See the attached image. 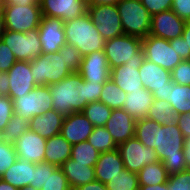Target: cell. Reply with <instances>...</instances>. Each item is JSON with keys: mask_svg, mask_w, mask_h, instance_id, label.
<instances>
[{"mask_svg": "<svg viewBox=\"0 0 190 190\" xmlns=\"http://www.w3.org/2000/svg\"><path fill=\"white\" fill-rule=\"evenodd\" d=\"M135 137L144 146L155 149L169 175L187 169L183 152L185 137L177 123L160 125L155 120L145 117L136 120Z\"/></svg>", "mask_w": 190, "mask_h": 190, "instance_id": "cell-1", "label": "cell"}, {"mask_svg": "<svg viewBox=\"0 0 190 190\" xmlns=\"http://www.w3.org/2000/svg\"><path fill=\"white\" fill-rule=\"evenodd\" d=\"M53 109L64 116L81 112L89 103L88 81L73 72L60 82L49 85Z\"/></svg>", "mask_w": 190, "mask_h": 190, "instance_id": "cell-2", "label": "cell"}, {"mask_svg": "<svg viewBox=\"0 0 190 190\" xmlns=\"http://www.w3.org/2000/svg\"><path fill=\"white\" fill-rule=\"evenodd\" d=\"M64 34L66 42L75 46L82 57L92 52L104 51L105 40L87 12L78 18L65 21Z\"/></svg>", "mask_w": 190, "mask_h": 190, "instance_id": "cell-3", "label": "cell"}, {"mask_svg": "<svg viewBox=\"0 0 190 190\" xmlns=\"http://www.w3.org/2000/svg\"><path fill=\"white\" fill-rule=\"evenodd\" d=\"M124 34L141 39L150 32L152 15L141 3V0H121L117 5Z\"/></svg>", "mask_w": 190, "mask_h": 190, "instance_id": "cell-4", "label": "cell"}, {"mask_svg": "<svg viewBox=\"0 0 190 190\" xmlns=\"http://www.w3.org/2000/svg\"><path fill=\"white\" fill-rule=\"evenodd\" d=\"M104 53L110 70L124 65L127 61H144L142 39L136 36L123 34L106 40Z\"/></svg>", "mask_w": 190, "mask_h": 190, "instance_id": "cell-5", "label": "cell"}, {"mask_svg": "<svg viewBox=\"0 0 190 190\" xmlns=\"http://www.w3.org/2000/svg\"><path fill=\"white\" fill-rule=\"evenodd\" d=\"M30 66L37 86L55 84L72 73L66 67V60L59 51L39 55L30 61Z\"/></svg>", "mask_w": 190, "mask_h": 190, "instance_id": "cell-6", "label": "cell"}, {"mask_svg": "<svg viewBox=\"0 0 190 190\" xmlns=\"http://www.w3.org/2000/svg\"><path fill=\"white\" fill-rule=\"evenodd\" d=\"M4 14L5 30L26 33L29 30L38 29L42 12L40 2L34 5L21 6L1 5Z\"/></svg>", "mask_w": 190, "mask_h": 190, "instance_id": "cell-7", "label": "cell"}, {"mask_svg": "<svg viewBox=\"0 0 190 190\" xmlns=\"http://www.w3.org/2000/svg\"><path fill=\"white\" fill-rule=\"evenodd\" d=\"M1 40L10 48L18 61H31L42 54L39 29L26 33L4 30Z\"/></svg>", "mask_w": 190, "mask_h": 190, "instance_id": "cell-8", "label": "cell"}, {"mask_svg": "<svg viewBox=\"0 0 190 190\" xmlns=\"http://www.w3.org/2000/svg\"><path fill=\"white\" fill-rule=\"evenodd\" d=\"M12 101L13 113L28 121L53 109L49 86H36L28 94L17 96Z\"/></svg>", "mask_w": 190, "mask_h": 190, "instance_id": "cell-9", "label": "cell"}, {"mask_svg": "<svg viewBox=\"0 0 190 190\" xmlns=\"http://www.w3.org/2000/svg\"><path fill=\"white\" fill-rule=\"evenodd\" d=\"M145 59L156 65L172 71L182 61L175 48L170 46L169 40L148 35L142 39Z\"/></svg>", "mask_w": 190, "mask_h": 190, "instance_id": "cell-10", "label": "cell"}, {"mask_svg": "<svg viewBox=\"0 0 190 190\" xmlns=\"http://www.w3.org/2000/svg\"><path fill=\"white\" fill-rule=\"evenodd\" d=\"M124 168L138 173L144 166L159 162L155 149L144 146L136 137L117 146Z\"/></svg>", "mask_w": 190, "mask_h": 190, "instance_id": "cell-11", "label": "cell"}, {"mask_svg": "<svg viewBox=\"0 0 190 190\" xmlns=\"http://www.w3.org/2000/svg\"><path fill=\"white\" fill-rule=\"evenodd\" d=\"M87 13L105 41L124 34L116 5L87 6Z\"/></svg>", "mask_w": 190, "mask_h": 190, "instance_id": "cell-12", "label": "cell"}, {"mask_svg": "<svg viewBox=\"0 0 190 190\" xmlns=\"http://www.w3.org/2000/svg\"><path fill=\"white\" fill-rule=\"evenodd\" d=\"M42 16L60 18L63 22L87 12L86 0H39Z\"/></svg>", "mask_w": 190, "mask_h": 190, "instance_id": "cell-13", "label": "cell"}, {"mask_svg": "<svg viewBox=\"0 0 190 190\" xmlns=\"http://www.w3.org/2000/svg\"><path fill=\"white\" fill-rule=\"evenodd\" d=\"M38 29L42 43V54L58 52L66 43L64 22L60 18L42 16Z\"/></svg>", "mask_w": 190, "mask_h": 190, "instance_id": "cell-14", "label": "cell"}, {"mask_svg": "<svg viewBox=\"0 0 190 190\" xmlns=\"http://www.w3.org/2000/svg\"><path fill=\"white\" fill-rule=\"evenodd\" d=\"M13 145L18 159L35 164L44 162L46 139L30 129L23 133Z\"/></svg>", "mask_w": 190, "mask_h": 190, "instance_id": "cell-15", "label": "cell"}, {"mask_svg": "<svg viewBox=\"0 0 190 190\" xmlns=\"http://www.w3.org/2000/svg\"><path fill=\"white\" fill-rule=\"evenodd\" d=\"M185 21L172 10H165L154 14L151 20L149 35L166 40L182 36Z\"/></svg>", "mask_w": 190, "mask_h": 190, "instance_id": "cell-16", "label": "cell"}, {"mask_svg": "<svg viewBox=\"0 0 190 190\" xmlns=\"http://www.w3.org/2000/svg\"><path fill=\"white\" fill-rule=\"evenodd\" d=\"M9 77V97L13 100L17 96L28 94L37 85L31 73L30 61H16L7 72Z\"/></svg>", "mask_w": 190, "mask_h": 190, "instance_id": "cell-17", "label": "cell"}, {"mask_svg": "<svg viewBox=\"0 0 190 190\" xmlns=\"http://www.w3.org/2000/svg\"><path fill=\"white\" fill-rule=\"evenodd\" d=\"M89 82L105 83L110 78V67L104 51H96L82 57L78 72Z\"/></svg>", "mask_w": 190, "mask_h": 190, "instance_id": "cell-18", "label": "cell"}, {"mask_svg": "<svg viewBox=\"0 0 190 190\" xmlns=\"http://www.w3.org/2000/svg\"><path fill=\"white\" fill-rule=\"evenodd\" d=\"M93 129L94 125L82 112H74L65 116L60 134L71 145H75L87 141Z\"/></svg>", "mask_w": 190, "mask_h": 190, "instance_id": "cell-19", "label": "cell"}, {"mask_svg": "<svg viewBox=\"0 0 190 190\" xmlns=\"http://www.w3.org/2000/svg\"><path fill=\"white\" fill-rule=\"evenodd\" d=\"M136 120L124 109H112V113L105 124L116 145L135 137Z\"/></svg>", "mask_w": 190, "mask_h": 190, "instance_id": "cell-20", "label": "cell"}, {"mask_svg": "<svg viewBox=\"0 0 190 190\" xmlns=\"http://www.w3.org/2000/svg\"><path fill=\"white\" fill-rule=\"evenodd\" d=\"M143 61H127L124 65L112 68L110 78L126 93L145 89L139 75Z\"/></svg>", "mask_w": 190, "mask_h": 190, "instance_id": "cell-21", "label": "cell"}, {"mask_svg": "<svg viewBox=\"0 0 190 190\" xmlns=\"http://www.w3.org/2000/svg\"><path fill=\"white\" fill-rule=\"evenodd\" d=\"M65 116L52 109L45 113L34 116L29 121V129L36 134L48 139L61 133Z\"/></svg>", "mask_w": 190, "mask_h": 190, "instance_id": "cell-22", "label": "cell"}, {"mask_svg": "<svg viewBox=\"0 0 190 190\" xmlns=\"http://www.w3.org/2000/svg\"><path fill=\"white\" fill-rule=\"evenodd\" d=\"M138 70L144 87L152 92V94L156 89L167 87V83L171 81V71L147 59H144Z\"/></svg>", "mask_w": 190, "mask_h": 190, "instance_id": "cell-23", "label": "cell"}, {"mask_svg": "<svg viewBox=\"0 0 190 190\" xmlns=\"http://www.w3.org/2000/svg\"><path fill=\"white\" fill-rule=\"evenodd\" d=\"M124 163L118 149L100 153L95 164V178L103 184H107L111 178L124 170Z\"/></svg>", "mask_w": 190, "mask_h": 190, "instance_id": "cell-24", "label": "cell"}, {"mask_svg": "<svg viewBox=\"0 0 190 190\" xmlns=\"http://www.w3.org/2000/svg\"><path fill=\"white\" fill-rule=\"evenodd\" d=\"M154 101L152 92L139 89L126 94L123 108L135 120L143 119L147 116L148 109Z\"/></svg>", "mask_w": 190, "mask_h": 190, "instance_id": "cell-25", "label": "cell"}, {"mask_svg": "<svg viewBox=\"0 0 190 190\" xmlns=\"http://www.w3.org/2000/svg\"><path fill=\"white\" fill-rule=\"evenodd\" d=\"M33 171L35 163L17 159L0 178L20 190L31 184Z\"/></svg>", "mask_w": 190, "mask_h": 190, "instance_id": "cell-26", "label": "cell"}, {"mask_svg": "<svg viewBox=\"0 0 190 190\" xmlns=\"http://www.w3.org/2000/svg\"><path fill=\"white\" fill-rule=\"evenodd\" d=\"M44 162L61 167L71 158L72 145L61 135H55L46 139Z\"/></svg>", "mask_w": 190, "mask_h": 190, "instance_id": "cell-27", "label": "cell"}, {"mask_svg": "<svg viewBox=\"0 0 190 190\" xmlns=\"http://www.w3.org/2000/svg\"><path fill=\"white\" fill-rule=\"evenodd\" d=\"M61 169L67 177V181L71 187H79L96 179L95 167L77 163L71 158L62 164Z\"/></svg>", "mask_w": 190, "mask_h": 190, "instance_id": "cell-28", "label": "cell"}, {"mask_svg": "<svg viewBox=\"0 0 190 190\" xmlns=\"http://www.w3.org/2000/svg\"><path fill=\"white\" fill-rule=\"evenodd\" d=\"M166 101L178 115L190 113V85L169 82V93Z\"/></svg>", "mask_w": 190, "mask_h": 190, "instance_id": "cell-29", "label": "cell"}, {"mask_svg": "<svg viewBox=\"0 0 190 190\" xmlns=\"http://www.w3.org/2000/svg\"><path fill=\"white\" fill-rule=\"evenodd\" d=\"M137 174L139 186L163 184L168 182L169 177V174L161 161L144 166Z\"/></svg>", "mask_w": 190, "mask_h": 190, "instance_id": "cell-30", "label": "cell"}, {"mask_svg": "<svg viewBox=\"0 0 190 190\" xmlns=\"http://www.w3.org/2000/svg\"><path fill=\"white\" fill-rule=\"evenodd\" d=\"M146 117L155 120L160 125H171L177 123L178 114L169 102L163 99H154Z\"/></svg>", "mask_w": 190, "mask_h": 190, "instance_id": "cell-31", "label": "cell"}, {"mask_svg": "<svg viewBox=\"0 0 190 190\" xmlns=\"http://www.w3.org/2000/svg\"><path fill=\"white\" fill-rule=\"evenodd\" d=\"M126 94V92H124L111 78H109L103 84L99 101L111 109H122Z\"/></svg>", "mask_w": 190, "mask_h": 190, "instance_id": "cell-32", "label": "cell"}, {"mask_svg": "<svg viewBox=\"0 0 190 190\" xmlns=\"http://www.w3.org/2000/svg\"><path fill=\"white\" fill-rule=\"evenodd\" d=\"M100 152L96 150L88 141H83L72 145L71 159L77 163L95 167L99 159Z\"/></svg>", "mask_w": 190, "mask_h": 190, "instance_id": "cell-33", "label": "cell"}, {"mask_svg": "<svg viewBox=\"0 0 190 190\" xmlns=\"http://www.w3.org/2000/svg\"><path fill=\"white\" fill-rule=\"evenodd\" d=\"M81 112L88 118L94 127H99L105 126L112 113V109L101 101H94L88 103Z\"/></svg>", "mask_w": 190, "mask_h": 190, "instance_id": "cell-34", "label": "cell"}, {"mask_svg": "<svg viewBox=\"0 0 190 190\" xmlns=\"http://www.w3.org/2000/svg\"><path fill=\"white\" fill-rule=\"evenodd\" d=\"M29 121L24 117L13 114L5 129L2 131V141L14 144V142L27 130Z\"/></svg>", "mask_w": 190, "mask_h": 190, "instance_id": "cell-35", "label": "cell"}, {"mask_svg": "<svg viewBox=\"0 0 190 190\" xmlns=\"http://www.w3.org/2000/svg\"><path fill=\"white\" fill-rule=\"evenodd\" d=\"M87 141L100 153L117 149L115 141L104 126L94 127Z\"/></svg>", "mask_w": 190, "mask_h": 190, "instance_id": "cell-36", "label": "cell"}, {"mask_svg": "<svg viewBox=\"0 0 190 190\" xmlns=\"http://www.w3.org/2000/svg\"><path fill=\"white\" fill-rule=\"evenodd\" d=\"M105 185L109 190H137L139 189L138 174L124 169Z\"/></svg>", "mask_w": 190, "mask_h": 190, "instance_id": "cell-37", "label": "cell"}, {"mask_svg": "<svg viewBox=\"0 0 190 190\" xmlns=\"http://www.w3.org/2000/svg\"><path fill=\"white\" fill-rule=\"evenodd\" d=\"M69 187L61 167L47 163V180L40 190H67Z\"/></svg>", "mask_w": 190, "mask_h": 190, "instance_id": "cell-38", "label": "cell"}, {"mask_svg": "<svg viewBox=\"0 0 190 190\" xmlns=\"http://www.w3.org/2000/svg\"><path fill=\"white\" fill-rule=\"evenodd\" d=\"M66 60V67L73 73L79 72L82 56L79 50L70 43H65L59 50Z\"/></svg>", "mask_w": 190, "mask_h": 190, "instance_id": "cell-39", "label": "cell"}, {"mask_svg": "<svg viewBox=\"0 0 190 190\" xmlns=\"http://www.w3.org/2000/svg\"><path fill=\"white\" fill-rule=\"evenodd\" d=\"M17 159L14 145L0 141V177Z\"/></svg>", "mask_w": 190, "mask_h": 190, "instance_id": "cell-40", "label": "cell"}, {"mask_svg": "<svg viewBox=\"0 0 190 190\" xmlns=\"http://www.w3.org/2000/svg\"><path fill=\"white\" fill-rule=\"evenodd\" d=\"M169 190H190V169L168 177Z\"/></svg>", "mask_w": 190, "mask_h": 190, "instance_id": "cell-41", "label": "cell"}, {"mask_svg": "<svg viewBox=\"0 0 190 190\" xmlns=\"http://www.w3.org/2000/svg\"><path fill=\"white\" fill-rule=\"evenodd\" d=\"M171 80L180 85H190V60H182L171 71Z\"/></svg>", "mask_w": 190, "mask_h": 190, "instance_id": "cell-42", "label": "cell"}, {"mask_svg": "<svg viewBox=\"0 0 190 190\" xmlns=\"http://www.w3.org/2000/svg\"><path fill=\"white\" fill-rule=\"evenodd\" d=\"M13 101L9 96H0V130L3 131L13 115Z\"/></svg>", "mask_w": 190, "mask_h": 190, "instance_id": "cell-43", "label": "cell"}, {"mask_svg": "<svg viewBox=\"0 0 190 190\" xmlns=\"http://www.w3.org/2000/svg\"><path fill=\"white\" fill-rule=\"evenodd\" d=\"M16 61L10 48L0 39V72H8Z\"/></svg>", "mask_w": 190, "mask_h": 190, "instance_id": "cell-44", "label": "cell"}, {"mask_svg": "<svg viewBox=\"0 0 190 190\" xmlns=\"http://www.w3.org/2000/svg\"><path fill=\"white\" fill-rule=\"evenodd\" d=\"M143 6L153 16L165 10H171L173 0H141Z\"/></svg>", "mask_w": 190, "mask_h": 190, "instance_id": "cell-45", "label": "cell"}, {"mask_svg": "<svg viewBox=\"0 0 190 190\" xmlns=\"http://www.w3.org/2000/svg\"><path fill=\"white\" fill-rule=\"evenodd\" d=\"M47 180V162L35 164V171H33V181L31 186L37 189H41Z\"/></svg>", "mask_w": 190, "mask_h": 190, "instance_id": "cell-46", "label": "cell"}, {"mask_svg": "<svg viewBox=\"0 0 190 190\" xmlns=\"http://www.w3.org/2000/svg\"><path fill=\"white\" fill-rule=\"evenodd\" d=\"M171 10L185 22L190 20V0H173Z\"/></svg>", "mask_w": 190, "mask_h": 190, "instance_id": "cell-47", "label": "cell"}, {"mask_svg": "<svg viewBox=\"0 0 190 190\" xmlns=\"http://www.w3.org/2000/svg\"><path fill=\"white\" fill-rule=\"evenodd\" d=\"M170 46L175 48L182 60H187V46L182 36L169 40Z\"/></svg>", "mask_w": 190, "mask_h": 190, "instance_id": "cell-48", "label": "cell"}, {"mask_svg": "<svg viewBox=\"0 0 190 190\" xmlns=\"http://www.w3.org/2000/svg\"><path fill=\"white\" fill-rule=\"evenodd\" d=\"M177 125L185 139L190 138V113L178 115Z\"/></svg>", "mask_w": 190, "mask_h": 190, "instance_id": "cell-49", "label": "cell"}, {"mask_svg": "<svg viewBox=\"0 0 190 190\" xmlns=\"http://www.w3.org/2000/svg\"><path fill=\"white\" fill-rule=\"evenodd\" d=\"M103 84L104 83H94L88 81L89 103L99 101Z\"/></svg>", "mask_w": 190, "mask_h": 190, "instance_id": "cell-50", "label": "cell"}, {"mask_svg": "<svg viewBox=\"0 0 190 190\" xmlns=\"http://www.w3.org/2000/svg\"><path fill=\"white\" fill-rule=\"evenodd\" d=\"M9 86L7 72H0V96H9Z\"/></svg>", "mask_w": 190, "mask_h": 190, "instance_id": "cell-51", "label": "cell"}, {"mask_svg": "<svg viewBox=\"0 0 190 190\" xmlns=\"http://www.w3.org/2000/svg\"><path fill=\"white\" fill-rule=\"evenodd\" d=\"M80 190H109L105 184L101 183L98 180H93L90 183L81 185L78 187Z\"/></svg>", "mask_w": 190, "mask_h": 190, "instance_id": "cell-52", "label": "cell"}, {"mask_svg": "<svg viewBox=\"0 0 190 190\" xmlns=\"http://www.w3.org/2000/svg\"><path fill=\"white\" fill-rule=\"evenodd\" d=\"M182 37L187 46V60H190V20L185 22Z\"/></svg>", "mask_w": 190, "mask_h": 190, "instance_id": "cell-53", "label": "cell"}, {"mask_svg": "<svg viewBox=\"0 0 190 190\" xmlns=\"http://www.w3.org/2000/svg\"><path fill=\"white\" fill-rule=\"evenodd\" d=\"M39 0H0V5H16L19 4L21 6L34 5Z\"/></svg>", "mask_w": 190, "mask_h": 190, "instance_id": "cell-54", "label": "cell"}, {"mask_svg": "<svg viewBox=\"0 0 190 190\" xmlns=\"http://www.w3.org/2000/svg\"><path fill=\"white\" fill-rule=\"evenodd\" d=\"M121 0H86L87 6L93 5H117Z\"/></svg>", "mask_w": 190, "mask_h": 190, "instance_id": "cell-55", "label": "cell"}, {"mask_svg": "<svg viewBox=\"0 0 190 190\" xmlns=\"http://www.w3.org/2000/svg\"><path fill=\"white\" fill-rule=\"evenodd\" d=\"M183 152L185 156V163L187 169H190V138L185 139V143L183 146Z\"/></svg>", "mask_w": 190, "mask_h": 190, "instance_id": "cell-56", "label": "cell"}, {"mask_svg": "<svg viewBox=\"0 0 190 190\" xmlns=\"http://www.w3.org/2000/svg\"><path fill=\"white\" fill-rule=\"evenodd\" d=\"M168 93H169V82L167 83V87L162 89H156V91L153 93V96L154 99H163L166 101Z\"/></svg>", "mask_w": 190, "mask_h": 190, "instance_id": "cell-57", "label": "cell"}, {"mask_svg": "<svg viewBox=\"0 0 190 190\" xmlns=\"http://www.w3.org/2000/svg\"><path fill=\"white\" fill-rule=\"evenodd\" d=\"M139 190H169V186L168 183L165 182L158 185L139 186Z\"/></svg>", "mask_w": 190, "mask_h": 190, "instance_id": "cell-58", "label": "cell"}, {"mask_svg": "<svg viewBox=\"0 0 190 190\" xmlns=\"http://www.w3.org/2000/svg\"><path fill=\"white\" fill-rule=\"evenodd\" d=\"M0 190H19L0 178Z\"/></svg>", "mask_w": 190, "mask_h": 190, "instance_id": "cell-59", "label": "cell"}, {"mask_svg": "<svg viewBox=\"0 0 190 190\" xmlns=\"http://www.w3.org/2000/svg\"><path fill=\"white\" fill-rule=\"evenodd\" d=\"M4 14H3V10L1 8V5H0V39L2 37V34L4 33Z\"/></svg>", "mask_w": 190, "mask_h": 190, "instance_id": "cell-60", "label": "cell"}, {"mask_svg": "<svg viewBox=\"0 0 190 190\" xmlns=\"http://www.w3.org/2000/svg\"><path fill=\"white\" fill-rule=\"evenodd\" d=\"M20 190H39V189L34 188L33 186L29 185L28 187H25V188L20 189Z\"/></svg>", "mask_w": 190, "mask_h": 190, "instance_id": "cell-61", "label": "cell"}, {"mask_svg": "<svg viewBox=\"0 0 190 190\" xmlns=\"http://www.w3.org/2000/svg\"><path fill=\"white\" fill-rule=\"evenodd\" d=\"M67 190H80L78 187H69Z\"/></svg>", "mask_w": 190, "mask_h": 190, "instance_id": "cell-62", "label": "cell"}, {"mask_svg": "<svg viewBox=\"0 0 190 190\" xmlns=\"http://www.w3.org/2000/svg\"><path fill=\"white\" fill-rule=\"evenodd\" d=\"M0 141H2V131L0 130Z\"/></svg>", "mask_w": 190, "mask_h": 190, "instance_id": "cell-63", "label": "cell"}]
</instances>
